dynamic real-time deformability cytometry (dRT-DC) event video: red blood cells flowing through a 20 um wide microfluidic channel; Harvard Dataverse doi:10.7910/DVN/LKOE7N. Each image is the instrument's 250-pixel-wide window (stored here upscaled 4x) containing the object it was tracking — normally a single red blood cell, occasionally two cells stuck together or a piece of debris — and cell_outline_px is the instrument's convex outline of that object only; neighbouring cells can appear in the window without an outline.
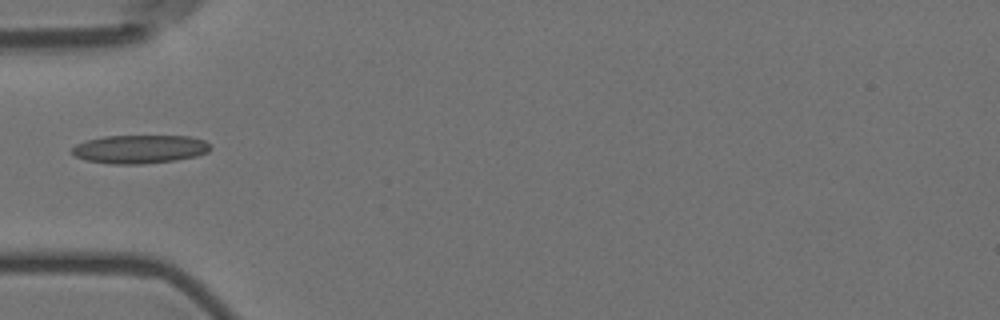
{"species": "Egyptian fruit bat (a non-hibernating species)", "species_latin": "Rousettus aegyptiacus", "temperature_condition": "room temperature", "stored_images_in_passage": 9, "camera_frame_rate_fps": 3000, "um_per_image_px": 0.085, "animal": {"sex": "female"}, "frame": {"image": 1, "passage_image": 6, "time_ms": 1.667, "image_size_px": [1000, 320], "cell_outline_px": [[212, 148], [208, 152], [196, 156], [176, 160], [140, 164], [112, 164], [84, 160], [68, 152], [76, 144], [88, 140], [104, 136], [188, 136], [204, 140]], "centroid_in_image_um": [11.85, 12.68], "position_along_channel_um": 73.1, "area_um2": 23.0}}
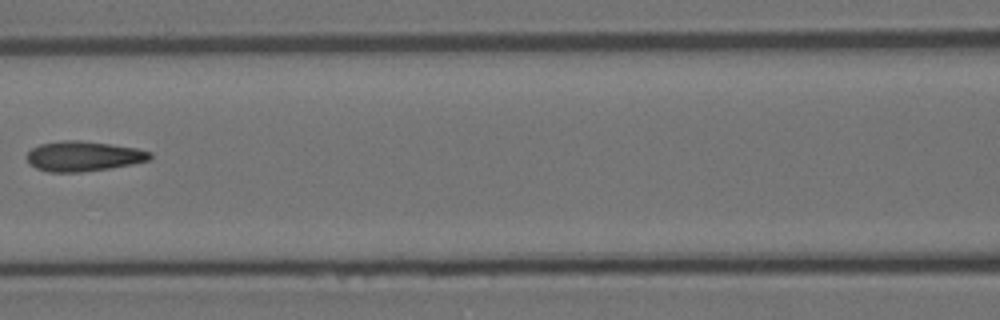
{"frame": {"image": 2, "passage_image": 8, "time_ms": 2.333, "image_size_px": [1000, 320], "cell_outline_px": [[152, 156], [148, 160], [132, 164], [112, 168], [80, 172], [48, 172], [36, 168], [28, 164], [28, 152], [32, 148], [40, 144], [64, 140], [80, 140], [136, 148], [152, 152]], "centroid_in_image_um": [7.08, 13.28], "position_along_channel_um": 159.5, "area_um2": 21.5}}
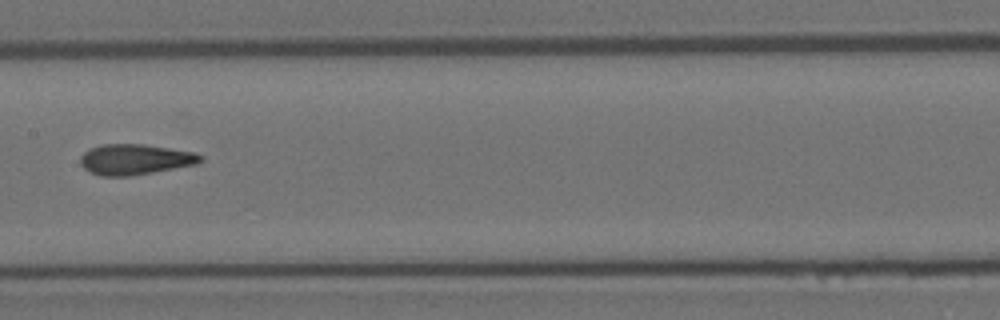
{"frame": {"image": 3, "passage_image": 9, "time_ms": 2.667, "image_size_px": [1000, 320], "cell_outline_px": [[204, 160], [196, 164], [152, 172], [128, 176], [100, 176], [84, 168], [80, 164], [80, 156], [88, 148], [100, 144], [144, 144], [196, 152], [204, 156]], "centroid_in_image_um": [11.48, 13.53], "position_along_channel_um": 195.9, "area_um2": 21.5}}